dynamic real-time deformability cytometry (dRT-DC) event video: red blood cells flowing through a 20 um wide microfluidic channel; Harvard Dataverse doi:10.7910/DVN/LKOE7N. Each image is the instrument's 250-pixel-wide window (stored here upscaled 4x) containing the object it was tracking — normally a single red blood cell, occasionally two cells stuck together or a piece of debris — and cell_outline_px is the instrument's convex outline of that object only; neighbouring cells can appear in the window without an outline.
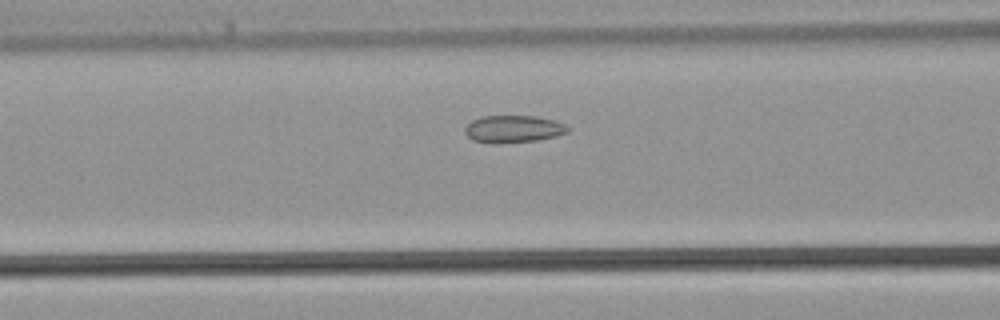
{"species": "common noctule bat (a hibernating species)", "species_latin": "Nyctalus noctula", "temperature_condition": "warm", "stored_images_in_passage": 35, "camera_frame_rate_fps": 3000, "um_per_image_px": 0.085, "animal": {"sex": "male", "body_mass_g": 21.5, "forearm_length_mm": 52.0}, "frame": {"image": 1, "passage_image": 10, "time_ms": 3.0, "image_size_px": [1000, 320], "cell_outline_px": [[572, 128], [568, 132], [556, 136], [536, 140], [472, 140], [464, 132], [464, 128], [472, 120], [480, 116], [536, 116], [556, 120]], "centroid_in_image_um": [43.7, 10.9], "position_along_channel_um": 122.9, "area_um2": 15.61}}
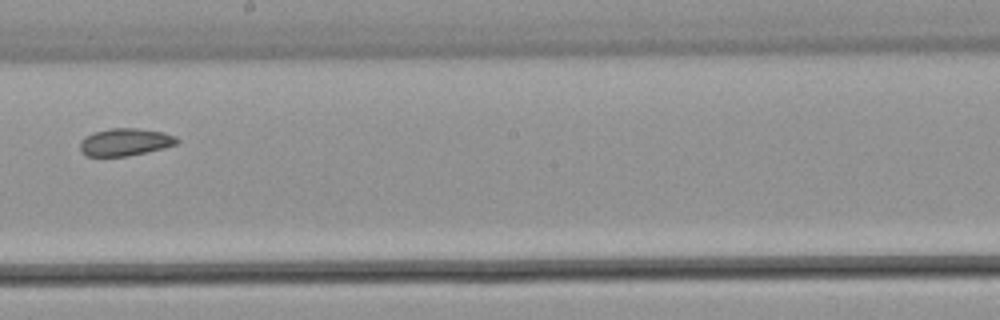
{"frame": {"image": 2, "passage_image": 17, "time_ms": 5.333, "image_size_px": [1000, 320], "cell_outline_px": [[180, 140], [176, 144], [164, 148], [128, 156], [84, 156], [80, 152], [80, 140], [84, 136], [92, 132], [112, 128], [136, 128], [164, 132], [176, 136]], "centroid_in_image_um": [10.61, 12.07], "position_along_channel_um": 237.6, "area_um2": 15.72}}
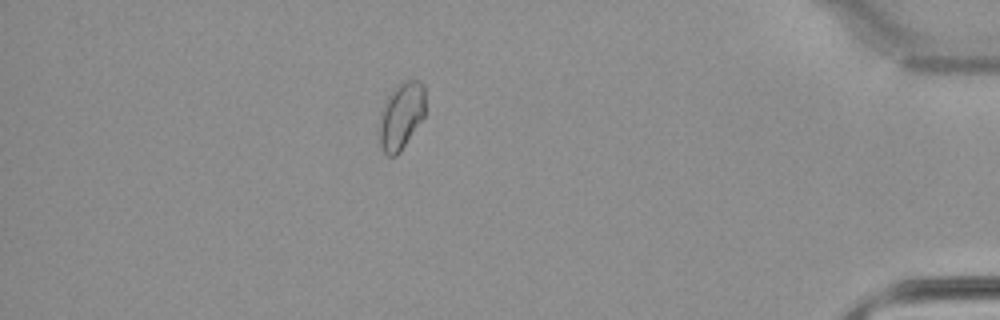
{"frame": {"image": 3, "passage_image": 30, "time_ms": 9.667, "image_size_px": [1000, 320], "cell_outline_px": [[424, 116], [400, 152], [396, 156], [388, 156], [384, 152], [380, 144], [376, 132], [380, 112], [388, 96], [396, 84], [408, 80], [420, 80], [424, 84]], "centroid_in_image_um": [34.06, 9.85], "position_along_channel_um": 401.1, "area_um2": 18.26}}